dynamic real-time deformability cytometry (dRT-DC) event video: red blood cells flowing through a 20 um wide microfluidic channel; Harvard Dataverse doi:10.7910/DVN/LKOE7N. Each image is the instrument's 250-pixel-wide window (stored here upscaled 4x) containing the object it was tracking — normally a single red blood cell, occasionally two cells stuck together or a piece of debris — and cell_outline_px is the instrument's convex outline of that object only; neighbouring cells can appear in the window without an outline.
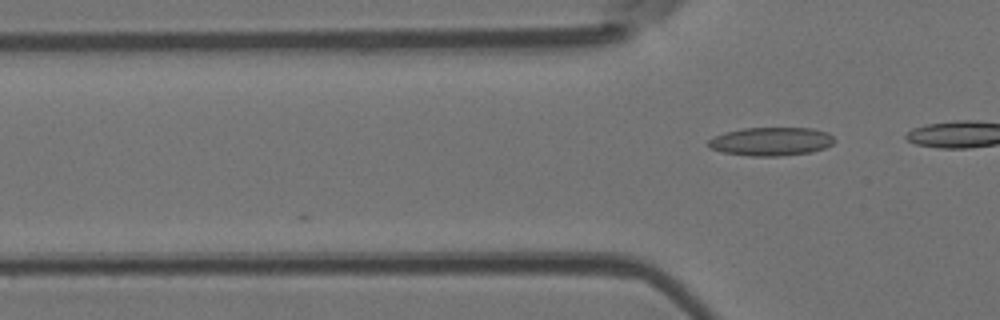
{"species": "Egyptian fruit bat (a non-hibernating species)", "species_latin": "Rousettus aegyptiacus", "temperature_condition": "room temperature", "stored_images_in_passage": 13, "camera_frame_rate_fps": 3000, "um_per_image_px": 0.085, "animal": {"sex": "female"}, "frame": {"image": 1, "passage_image": 13, "time_ms": 4.0, "image_size_px": [1000, 320], "cell_outline_px": [[836, 140], [832, 144], [824, 148], [812, 152], [780, 156], [752, 156], [724, 152], [712, 148], [708, 144], [708, 140], [724, 132], [744, 128], [812, 128], [828, 132]], "centroid_in_image_um": [65.59, 12.02], "position_along_channel_um": 60.2, "area_um2": 20.81}}